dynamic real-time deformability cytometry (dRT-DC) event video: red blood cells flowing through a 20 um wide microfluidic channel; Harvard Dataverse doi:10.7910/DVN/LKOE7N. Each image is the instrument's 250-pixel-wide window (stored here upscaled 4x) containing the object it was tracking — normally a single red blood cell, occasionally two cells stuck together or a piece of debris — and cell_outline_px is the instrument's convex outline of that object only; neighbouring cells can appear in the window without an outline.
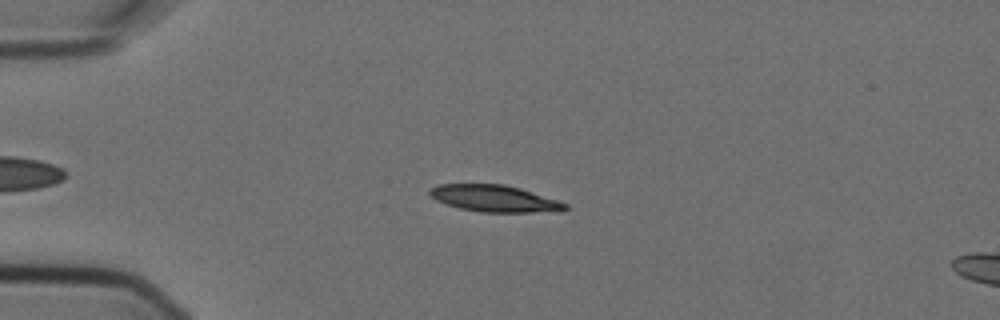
{"species": "Egyptian fruit bat (a non-hibernating species)", "species_latin": "Rousettus aegyptiacus", "temperature_condition": "cold", "stored_images_in_passage": 8, "camera_frame_rate_fps": 3000, "um_per_image_px": 0.085, "animal": {"sex": "female"}, "frame": {"image": 1, "passage_image": 4, "time_ms": 1.0, "image_size_px": [1000, 320], "cell_outline_px": [[568, 208], [564, 212], [480, 212], [460, 208], [436, 200], [428, 192], [436, 184], [504, 184], [520, 188], [568, 204]], "centroid_in_image_um": [42.07, 16.88], "position_along_channel_um": 42.9, "area_um2": 21.04}}
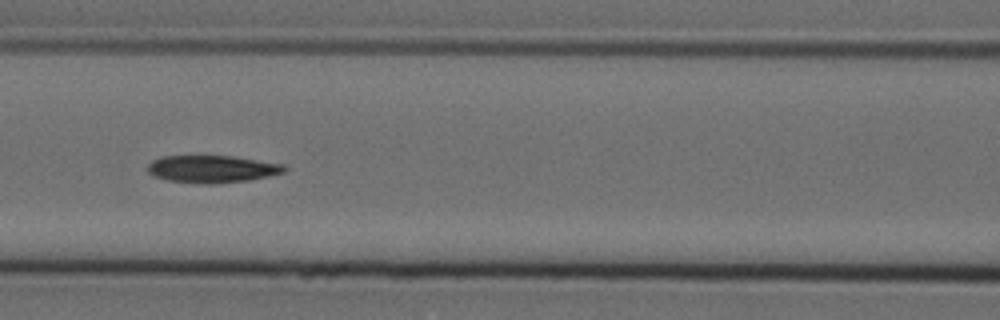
{"frame": {"image": 2, "passage_image": 7, "time_ms": 2.0, "image_size_px": [1000, 320], "cell_outline_px": [[288, 168], [284, 172], [268, 176], [248, 180], [212, 184], [204, 184], [168, 180], [152, 176], [148, 172], [148, 164], [152, 160], [160, 156], [232, 156], [284, 164]], "centroid_in_image_um": [18.01, 14.36], "position_along_channel_um": 148.6, "area_um2": 21.79}}
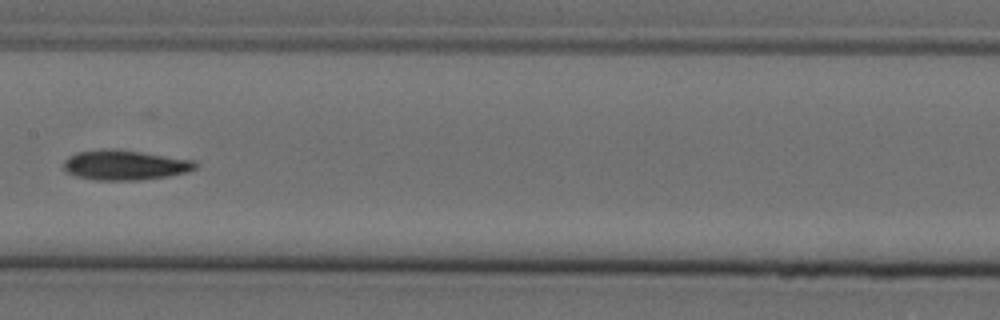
{"frame": {"image": 3, "passage_image": 8, "time_ms": 2.333, "image_size_px": [1000, 320], "cell_outline_px": [[196, 168], [188, 172], [168, 176], [140, 180], [96, 180], [76, 176], [68, 172], [64, 168], [64, 160], [68, 156], [76, 152], [112, 148], [196, 160]], "centroid_in_image_um": [10.62, 14.03], "position_along_channel_um": 196.8, "area_um2": 22.95}}